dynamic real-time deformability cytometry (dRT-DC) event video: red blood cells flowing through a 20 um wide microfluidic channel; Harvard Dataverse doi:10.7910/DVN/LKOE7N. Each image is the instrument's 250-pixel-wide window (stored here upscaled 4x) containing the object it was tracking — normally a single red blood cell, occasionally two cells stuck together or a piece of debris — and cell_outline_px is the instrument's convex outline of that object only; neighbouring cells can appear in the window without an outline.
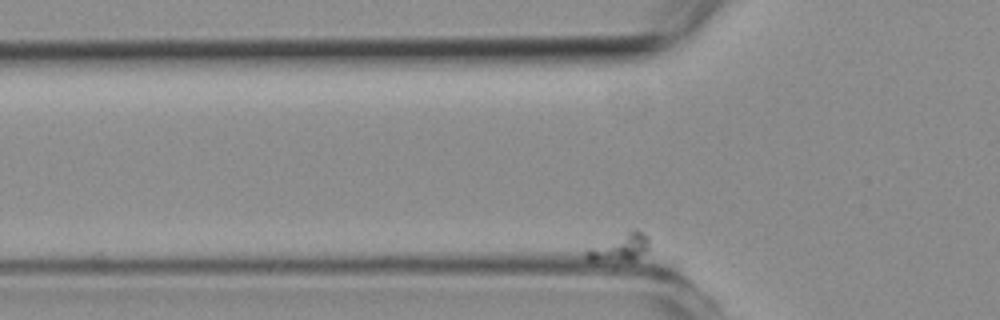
{"species": "common noctule bat (a hibernating species)", "species_latin": "Nyctalus noctula", "temperature_condition": "room temperature", "stored_images_in_passage": 11, "camera_frame_rate_fps": 3000, "um_per_image_px": 0.085, "animal": {"sex": "female", "body_mass_g": 19.3, "forearm_length_mm": 54.1}, "frame": {"image": 1, "passage_image": 2, "time_ms": 0.333, "image_size_px": [1000, 320], "cell_outline_px": [[648, 248], [644, 252], [632, 260], [588, 260], [584, 256], [584, 252], [588, 248], [632, 228], [636, 228], [644, 232], [648, 236]], "centroid_in_image_um": [52.68, 20.98], "position_along_channel_um": 73.1, "area_um2": 10.0}}